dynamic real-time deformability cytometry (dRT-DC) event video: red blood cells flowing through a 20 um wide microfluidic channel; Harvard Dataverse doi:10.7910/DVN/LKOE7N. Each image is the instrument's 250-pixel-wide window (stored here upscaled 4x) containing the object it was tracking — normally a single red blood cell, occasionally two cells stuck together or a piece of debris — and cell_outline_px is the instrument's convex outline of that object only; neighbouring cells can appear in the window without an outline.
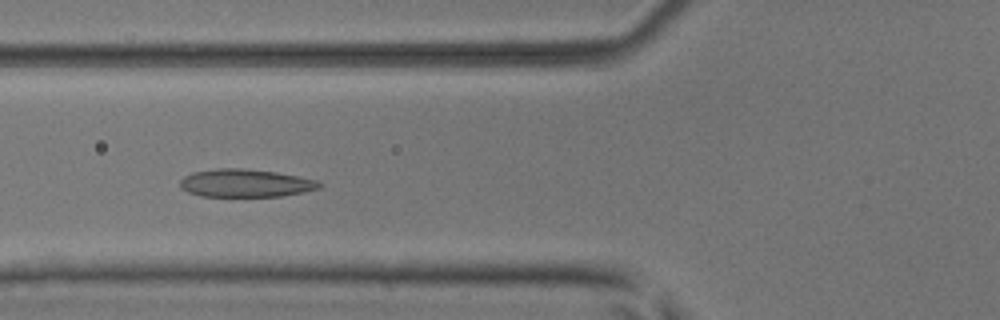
{"species": "common noctule bat (a hibernating species)", "species_latin": "Nyctalus noctula", "temperature_condition": "room temperature", "stored_images_in_passage": 45, "camera_frame_rate_fps": 3000, "um_per_image_px": 0.085, "animal": {"sex": "male", "body_mass_g": 17.9, "forearm_length_mm": 54.2}, "frame": {"image": 1, "passage_image": 14, "time_ms": 4.333, "image_size_px": [1000, 320], "cell_outline_px": [[320, 188], [304, 192], [280, 196], [200, 196], [188, 192], [180, 188], [180, 180], [184, 176], [192, 172], [216, 168], [240, 168], [276, 172], [316, 180], [320, 184]], "centroid_in_image_um": [20.81, 15.56], "position_along_channel_um": 105.0, "area_um2": 22.54}}
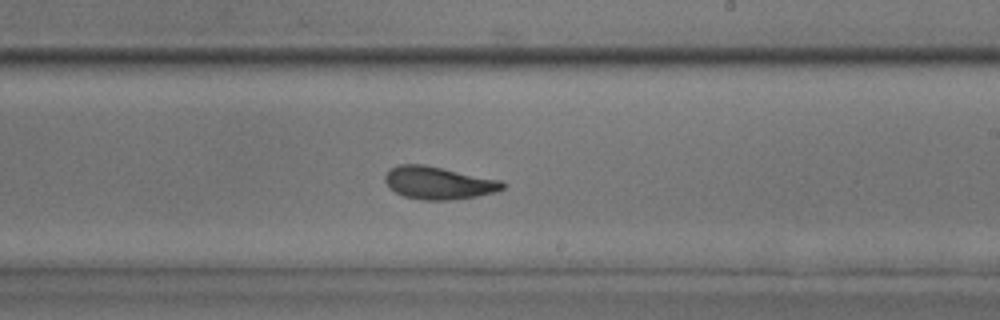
{"frame": {"image": 2, "passage_image": 25, "time_ms": 8.0, "image_size_px": [1000, 320], "cell_outline_px": [[508, 184], [504, 188], [496, 192], [476, 196], [452, 200], [424, 200], [404, 196], [396, 192], [384, 180], [384, 176], [392, 168], [400, 164], [424, 164], [500, 180]], "centroid_in_image_um": [37.31, 15.55], "position_along_channel_um": 251.7, "area_um2": 22.2}}
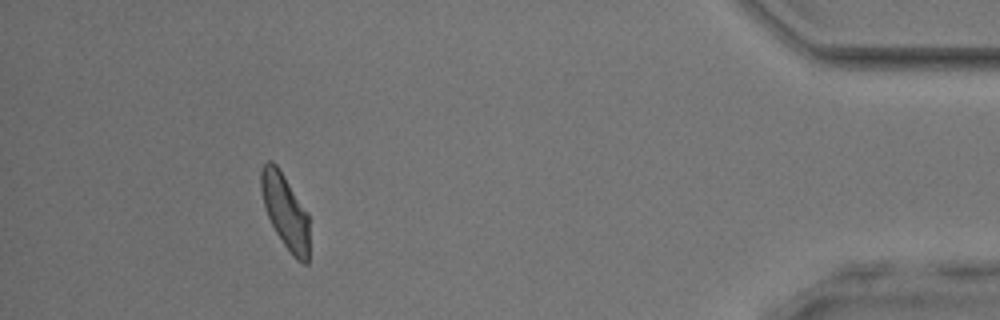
{"frame": {"image": 3, "passage_image": 41, "time_ms": 13.333, "image_size_px": [1000, 320], "cell_outline_px": [[308, 264], [304, 264], [296, 260], [292, 256], [276, 232], [268, 216], [264, 204], [260, 188], [260, 172], [264, 164], [268, 160], [272, 160], [276, 164], [308, 212]], "centroid_in_image_um": [24.24, 17.96], "position_along_channel_um": 411.0, "area_um2": 20.81}, "authors_computed_cell_mechanics": {"area_um2": 22.253, "velocity_mm_per_s": 4.0225, "shape_relaxation_time_tau1_ms": 3.7542, "shape_relaxation_time_tau2_ms": 1.3251, "deformation_change_tau1": 0.1347, "deformation_change_tau2": 0.079}}